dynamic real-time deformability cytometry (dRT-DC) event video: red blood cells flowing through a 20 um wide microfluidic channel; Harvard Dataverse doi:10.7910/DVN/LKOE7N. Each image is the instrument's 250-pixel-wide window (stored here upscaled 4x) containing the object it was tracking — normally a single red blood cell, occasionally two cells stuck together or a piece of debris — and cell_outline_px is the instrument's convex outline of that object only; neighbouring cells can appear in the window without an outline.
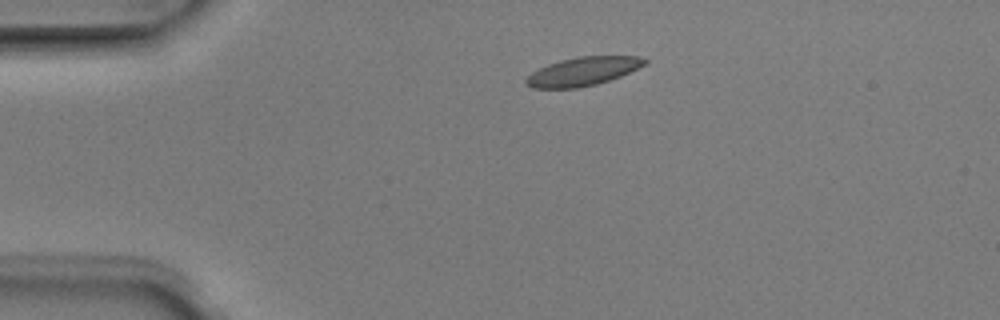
{"species": "Egyptian fruit bat (a non-hibernating species)", "species_latin": "Rousettus aegyptiacus", "temperature_condition": "room temperature", "stored_images_in_passage": 2, "camera_frame_rate_fps": 3000, "um_per_image_px": 0.085, "animal": {"sex": "male"}, "frame": {"image": 1, "passage_image": 1, "time_ms": 0.0, "image_size_px": [1000, 320], "cell_outline_px": [[648, 64], [620, 76], [596, 84], [576, 88], [532, 88], [524, 84], [524, 80], [532, 72], [548, 64], [560, 60], [580, 56], [636, 56], [648, 60]], "centroid_in_image_um": [49.54, 6.07], "position_along_channel_um": 35.5, "area_um2": 19.71}}